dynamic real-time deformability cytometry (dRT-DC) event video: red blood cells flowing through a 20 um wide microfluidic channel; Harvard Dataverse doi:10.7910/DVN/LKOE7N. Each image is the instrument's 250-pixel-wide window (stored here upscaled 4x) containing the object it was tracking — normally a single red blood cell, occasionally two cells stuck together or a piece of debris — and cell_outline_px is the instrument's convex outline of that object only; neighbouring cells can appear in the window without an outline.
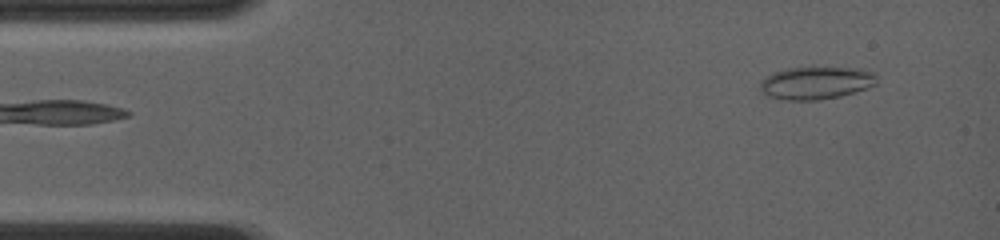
{"species": "common noctule bat (a hibernating species)", "species_latin": "Nyctalus noctula", "temperature_condition": "room temperature", "stored_images_in_passage": 60, "camera_frame_rate_fps": 4000, "um_per_image_px": 0.085, "animal": {"sex": "female", "body_mass_g": 19.0, "forearm_length_mm": 56.7}, "frame": {"image": 1, "passage_image": 5, "time_ms": 1.0, "image_size_px": [1000, 240], "cell_outline_px": [[876, 84], [868, 88], [840, 96], [816, 100], [788, 100], [768, 96], [760, 92], [760, 84], [764, 76], [772, 72], [788, 68], [860, 68], [872, 72], [876, 76]], "centroid_in_image_um": [69.33, 7.05], "position_along_channel_um": 15.7, "area_um2": 22.14}}
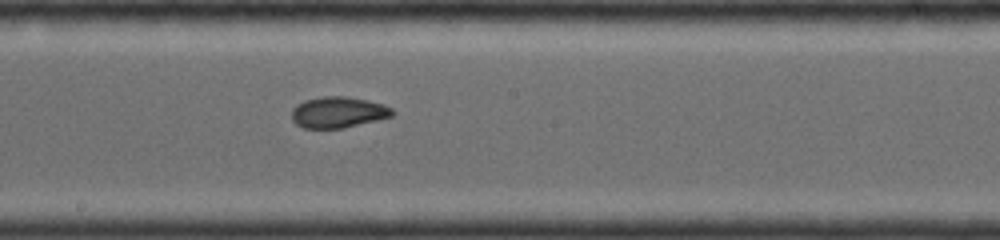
{"frame": {"image": 2, "passage_image": 33, "time_ms": 8.0, "image_size_px": [1000, 240], "cell_outline_px": [[396, 112], [392, 116], [344, 128], [304, 128], [296, 124], [292, 120], [292, 108], [296, 104], [304, 100], [324, 96], [344, 96], [384, 104], [392, 108]], "centroid_in_image_um": [28.73, 9.54], "position_along_channel_um": 219.5, "area_um2": 18.21}}
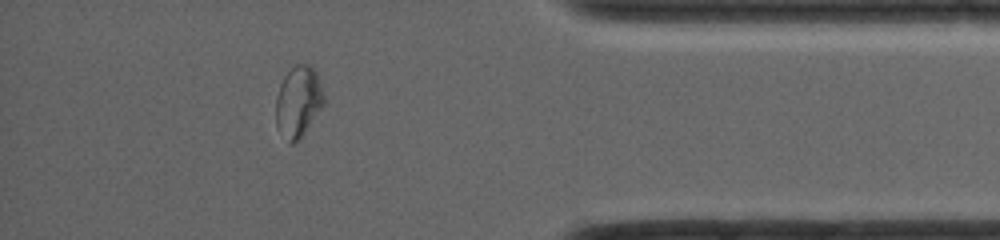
{"frame": {"image": 3, "passage_image": 53, "time_ms": 13.0, "image_size_px": [1000, 240], "cell_outline_px": [[324, 104], [304, 132], [292, 144], [288, 144], [276, 124], [276, 96], [280, 84], [284, 76], [296, 64], [312, 64], [316, 72], [324, 96]], "centroid_in_image_um": [25.34, 8.61], "position_along_channel_um": 409.9, "area_um2": 19.59}, "authors_computed_cell_mechanics": {"area_um2": 19.1607, "velocity_mm_per_s": 4.1583, "shape_relaxation_time_tau1_ms": null, "shape_relaxation_time_tau2_ms": 1.4834, "deformation_change_tau1": null, "deformation_change_tau2": 0.0502}}